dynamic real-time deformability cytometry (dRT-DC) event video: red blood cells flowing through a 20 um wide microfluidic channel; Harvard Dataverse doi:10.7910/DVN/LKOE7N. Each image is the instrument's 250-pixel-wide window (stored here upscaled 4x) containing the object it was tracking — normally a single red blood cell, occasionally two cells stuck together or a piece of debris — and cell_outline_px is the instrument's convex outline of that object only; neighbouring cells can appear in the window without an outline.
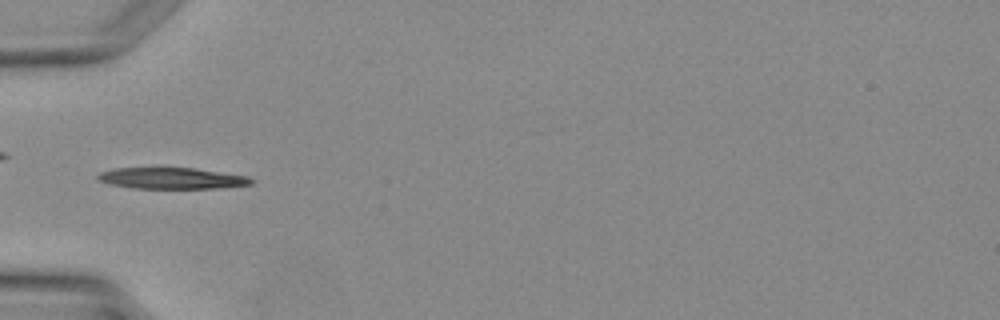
{"species": "Egyptian fruit bat (a non-hibernating species)", "species_latin": "Rousettus aegyptiacus", "temperature_condition": "warm", "stored_images_in_passage": 4, "camera_frame_rate_fps": 3000, "um_per_image_px": 0.085, "animal": {"sex": "female"}, "frame": {"image": 1, "passage_image": 4, "time_ms": 3.667, "image_size_px": [1000, 320], "cell_outline_px": [[252, 184], [216, 188], [132, 188], [108, 184], [100, 180], [96, 176], [100, 172], [112, 168], [192, 168], [248, 176], [252, 180]], "centroid_in_image_um": [14.55, 15.15], "position_along_channel_um": 70.5, "area_um2": 18.79}}